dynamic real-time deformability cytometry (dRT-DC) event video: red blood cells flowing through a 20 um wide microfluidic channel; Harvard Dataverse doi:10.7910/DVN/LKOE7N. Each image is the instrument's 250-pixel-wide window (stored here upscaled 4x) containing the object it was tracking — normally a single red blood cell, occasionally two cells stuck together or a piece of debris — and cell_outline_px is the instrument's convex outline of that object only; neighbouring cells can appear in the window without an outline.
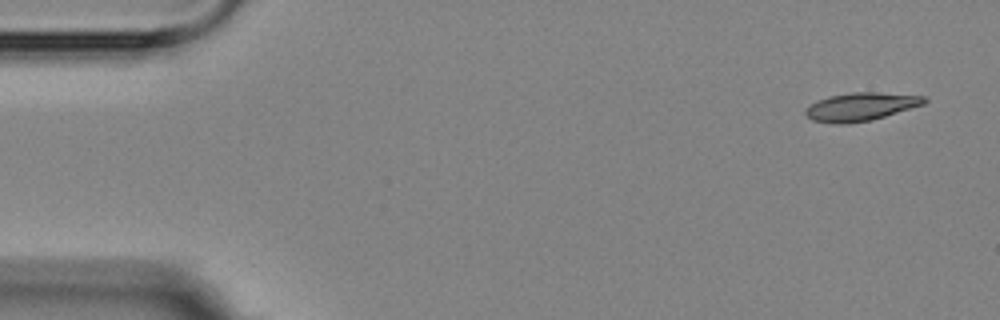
{"species": "Egyptian fruit bat (a non-hibernating species)", "species_latin": "Rousettus aegyptiacus", "temperature_condition": "room temperature", "stored_images_in_passage": 4, "camera_frame_rate_fps": 3000, "um_per_image_px": 0.085, "animal": {"sex": "female"}, "frame": {"image": 1, "passage_image": 1, "time_ms": 0.0, "image_size_px": [1000, 320], "cell_outline_px": [[928, 100], [924, 104], [872, 120], [848, 124], [836, 124], [812, 120], [804, 112], [804, 108], [816, 100], [828, 96], [852, 92], [876, 92], [924, 96]], "centroid_in_image_um": [73.13, 9.07], "position_along_channel_um": 11.9, "area_um2": 19.59}}